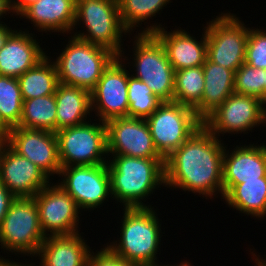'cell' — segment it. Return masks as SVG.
<instances>
[{
    "instance_id": "obj_33",
    "label": "cell",
    "mask_w": 266,
    "mask_h": 266,
    "mask_svg": "<svg viewBox=\"0 0 266 266\" xmlns=\"http://www.w3.org/2000/svg\"><path fill=\"white\" fill-rule=\"evenodd\" d=\"M254 68L266 70V30L249 27L245 62Z\"/></svg>"
},
{
    "instance_id": "obj_21",
    "label": "cell",
    "mask_w": 266,
    "mask_h": 266,
    "mask_svg": "<svg viewBox=\"0 0 266 266\" xmlns=\"http://www.w3.org/2000/svg\"><path fill=\"white\" fill-rule=\"evenodd\" d=\"M167 27H163L156 31L154 35L163 44L168 59L175 71L203 66L207 58V37L206 29L202 27V36L200 41L195 38L189 31L183 28H174L167 31ZM204 33V34H203Z\"/></svg>"
},
{
    "instance_id": "obj_31",
    "label": "cell",
    "mask_w": 266,
    "mask_h": 266,
    "mask_svg": "<svg viewBox=\"0 0 266 266\" xmlns=\"http://www.w3.org/2000/svg\"><path fill=\"white\" fill-rule=\"evenodd\" d=\"M128 117L143 118L149 117L162 103L145 82L128 77Z\"/></svg>"
},
{
    "instance_id": "obj_41",
    "label": "cell",
    "mask_w": 266,
    "mask_h": 266,
    "mask_svg": "<svg viewBox=\"0 0 266 266\" xmlns=\"http://www.w3.org/2000/svg\"><path fill=\"white\" fill-rule=\"evenodd\" d=\"M254 250L250 253L252 257L251 259H254L252 261H255L254 263L256 264V266H266V259H263V257L261 258L262 255H257V253L255 252V248H253ZM255 252V253H254ZM266 257V256H265Z\"/></svg>"
},
{
    "instance_id": "obj_23",
    "label": "cell",
    "mask_w": 266,
    "mask_h": 266,
    "mask_svg": "<svg viewBox=\"0 0 266 266\" xmlns=\"http://www.w3.org/2000/svg\"><path fill=\"white\" fill-rule=\"evenodd\" d=\"M202 68L205 80L204 92L201 103L194 111L196 116L203 122L234 93L235 73L211 62L208 58H206Z\"/></svg>"
},
{
    "instance_id": "obj_44",
    "label": "cell",
    "mask_w": 266,
    "mask_h": 266,
    "mask_svg": "<svg viewBox=\"0 0 266 266\" xmlns=\"http://www.w3.org/2000/svg\"><path fill=\"white\" fill-rule=\"evenodd\" d=\"M111 1H113V2H115V3H117V4H119L122 0H111Z\"/></svg>"
},
{
    "instance_id": "obj_4",
    "label": "cell",
    "mask_w": 266,
    "mask_h": 266,
    "mask_svg": "<svg viewBox=\"0 0 266 266\" xmlns=\"http://www.w3.org/2000/svg\"><path fill=\"white\" fill-rule=\"evenodd\" d=\"M80 25L86 27L85 31H77ZM70 35L108 49L117 57L127 52L123 48V37L129 35L131 38L122 23L119 4L111 0H76L75 22Z\"/></svg>"
},
{
    "instance_id": "obj_22",
    "label": "cell",
    "mask_w": 266,
    "mask_h": 266,
    "mask_svg": "<svg viewBox=\"0 0 266 266\" xmlns=\"http://www.w3.org/2000/svg\"><path fill=\"white\" fill-rule=\"evenodd\" d=\"M79 232L73 235L46 236L40 246L38 266H88L92 247Z\"/></svg>"
},
{
    "instance_id": "obj_26",
    "label": "cell",
    "mask_w": 266,
    "mask_h": 266,
    "mask_svg": "<svg viewBox=\"0 0 266 266\" xmlns=\"http://www.w3.org/2000/svg\"><path fill=\"white\" fill-rule=\"evenodd\" d=\"M171 2V0H122L119 3L122 23L131 35L134 34V31L137 29L136 27H141L143 24L142 22H144V26L146 24L147 27H141L142 30L138 29L135 31L136 34L138 31V34H154L164 26L162 23L159 22L158 24L156 21L150 24L151 22H148V20H153L156 15L161 14V11H163L162 9Z\"/></svg>"
},
{
    "instance_id": "obj_11",
    "label": "cell",
    "mask_w": 266,
    "mask_h": 266,
    "mask_svg": "<svg viewBox=\"0 0 266 266\" xmlns=\"http://www.w3.org/2000/svg\"><path fill=\"white\" fill-rule=\"evenodd\" d=\"M58 177L62 178L57 183L74 198L81 211H94L103 207L109 197L112 199L107 163L62 167Z\"/></svg>"
},
{
    "instance_id": "obj_2",
    "label": "cell",
    "mask_w": 266,
    "mask_h": 266,
    "mask_svg": "<svg viewBox=\"0 0 266 266\" xmlns=\"http://www.w3.org/2000/svg\"><path fill=\"white\" fill-rule=\"evenodd\" d=\"M164 164V158L108 157L112 200L124 208L153 207L146 201L155 190L165 187Z\"/></svg>"
},
{
    "instance_id": "obj_34",
    "label": "cell",
    "mask_w": 266,
    "mask_h": 266,
    "mask_svg": "<svg viewBox=\"0 0 266 266\" xmlns=\"http://www.w3.org/2000/svg\"><path fill=\"white\" fill-rule=\"evenodd\" d=\"M88 266H141L136 263L124 261L113 254L106 246L95 252L92 250L88 258Z\"/></svg>"
},
{
    "instance_id": "obj_8",
    "label": "cell",
    "mask_w": 266,
    "mask_h": 266,
    "mask_svg": "<svg viewBox=\"0 0 266 266\" xmlns=\"http://www.w3.org/2000/svg\"><path fill=\"white\" fill-rule=\"evenodd\" d=\"M92 120L55 132L61 167L108 163L105 122Z\"/></svg>"
},
{
    "instance_id": "obj_28",
    "label": "cell",
    "mask_w": 266,
    "mask_h": 266,
    "mask_svg": "<svg viewBox=\"0 0 266 266\" xmlns=\"http://www.w3.org/2000/svg\"><path fill=\"white\" fill-rule=\"evenodd\" d=\"M57 106L55 94L23 101L18 127L56 132Z\"/></svg>"
},
{
    "instance_id": "obj_42",
    "label": "cell",
    "mask_w": 266,
    "mask_h": 266,
    "mask_svg": "<svg viewBox=\"0 0 266 266\" xmlns=\"http://www.w3.org/2000/svg\"><path fill=\"white\" fill-rule=\"evenodd\" d=\"M190 260H182L179 264H171V265H169V264H162V266H193L190 262H189Z\"/></svg>"
},
{
    "instance_id": "obj_38",
    "label": "cell",
    "mask_w": 266,
    "mask_h": 266,
    "mask_svg": "<svg viewBox=\"0 0 266 266\" xmlns=\"http://www.w3.org/2000/svg\"><path fill=\"white\" fill-rule=\"evenodd\" d=\"M9 14L11 15V17L12 15L15 16L11 8V0H0V22H3L1 21L3 20V18H5L3 16L8 15L9 17Z\"/></svg>"
},
{
    "instance_id": "obj_40",
    "label": "cell",
    "mask_w": 266,
    "mask_h": 266,
    "mask_svg": "<svg viewBox=\"0 0 266 266\" xmlns=\"http://www.w3.org/2000/svg\"><path fill=\"white\" fill-rule=\"evenodd\" d=\"M10 129L11 128L2 120V117L0 115V140L1 141H4L7 138Z\"/></svg>"
},
{
    "instance_id": "obj_5",
    "label": "cell",
    "mask_w": 266,
    "mask_h": 266,
    "mask_svg": "<svg viewBox=\"0 0 266 266\" xmlns=\"http://www.w3.org/2000/svg\"><path fill=\"white\" fill-rule=\"evenodd\" d=\"M132 38L133 56L127 54L126 57L121 53L119 57L128 64L127 67L132 66L133 70L129 69L131 75L145 82L158 99L173 102L175 70L163 44L154 34L135 33ZM128 58L132 61L127 62Z\"/></svg>"
},
{
    "instance_id": "obj_12",
    "label": "cell",
    "mask_w": 266,
    "mask_h": 266,
    "mask_svg": "<svg viewBox=\"0 0 266 266\" xmlns=\"http://www.w3.org/2000/svg\"><path fill=\"white\" fill-rule=\"evenodd\" d=\"M203 125L220 139L222 134L252 133L253 128L265 126L261 100L250 95L233 93L203 121Z\"/></svg>"
},
{
    "instance_id": "obj_6",
    "label": "cell",
    "mask_w": 266,
    "mask_h": 266,
    "mask_svg": "<svg viewBox=\"0 0 266 266\" xmlns=\"http://www.w3.org/2000/svg\"><path fill=\"white\" fill-rule=\"evenodd\" d=\"M57 56L58 80L62 84L81 87L91 92L104 70L117 57L108 49L85 42L73 35Z\"/></svg>"
},
{
    "instance_id": "obj_7",
    "label": "cell",
    "mask_w": 266,
    "mask_h": 266,
    "mask_svg": "<svg viewBox=\"0 0 266 266\" xmlns=\"http://www.w3.org/2000/svg\"><path fill=\"white\" fill-rule=\"evenodd\" d=\"M45 238L34 197H15L0 225V248L4 254L24 258L27 255L33 261Z\"/></svg>"
},
{
    "instance_id": "obj_39",
    "label": "cell",
    "mask_w": 266,
    "mask_h": 266,
    "mask_svg": "<svg viewBox=\"0 0 266 266\" xmlns=\"http://www.w3.org/2000/svg\"><path fill=\"white\" fill-rule=\"evenodd\" d=\"M0 266H38L36 265L34 262H31V263H28L26 260L25 261H22V262H15L12 258V261H11V258H6L3 257V255L0 254ZM25 262V263H23ZM27 263V264H26ZM33 263V264H32Z\"/></svg>"
},
{
    "instance_id": "obj_18",
    "label": "cell",
    "mask_w": 266,
    "mask_h": 266,
    "mask_svg": "<svg viewBox=\"0 0 266 266\" xmlns=\"http://www.w3.org/2000/svg\"><path fill=\"white\" fill-rule=\"evenodd\" d=\"M29 32L20 28L10 34L0 49V75L18 78L48 55L37 35Z\"/></svg>"
},
{
    "instance_id": "obj_27",
    "label": "cell",
    "mask_w": 266,
    "mask_h": 266,
    "mask_svg": "<svg viewBox=\"0 0 266 266\" xmlns=\"http://www.w3.org/2000/svg\"><path fill=\"white\" fill-rule=\"evenodd\" d=\"M51 58L46 56L17 78L23 100L55 94L59 80Z\"/></svg>"
},
{
    "instance_id": "obj_10",
    "label": "cell",
    "mask_w": 266,
    "mask_h": 266,
    "mask_svg": "<svg viewBox=\"0 0 266 266\" xmlns=\"http://www.w3.org/2000/svg\"><path fill=\"white\" fill-rule=\"evenodd\" d=\"M146 122L153 144L164 159L203 125L192 108L176 102H162Z\"/></svg>"
},
{
    "instance_id": "obj_30",
    "label": "cell",
    "mask_w": 266,
    "mask_h": 266,
    "mask_svg": "<svg viewBox=\"0 0 266 266\" xmlns=\"http://www.w3.org/2000/svg\"><path fill=\"white\" fill-rule=\"evenodd\" d=\"M23 101L17 78L0 75V115L10 128L20 123Z\"/></svg>"
},
{
    "instance_id": "obj_35",
    "label": "cell",
    "mask_w": 266,
    "mask_h": 266,
    "mask_svg": "<svg viewBox=\"0 0 266 266\" xmlns=\"http://www.w3.org/2000/svg\"><path fill=\"white\" fill-rule=\"evenodd\" d=\"M15 196L0 182V225Z\"/></svg>"
},
{
    "instance_id": "obj_14",
    "label": "cell",
    "mask_w": 266,
    "mask_h": 266,
    "mask_svg": "<svg viewBox=\"0 0 266 266\" xmlns=\"http://www.w3.org/2000/svg\"><path fill=\"white\" fill-rule=\"evenodd\" d=\"M127 64L116 57L104 70L95 88L91 91V108L96 118L106 122L113 118L128 116V77L131 72Z\"/></svg>"
},
{
    "instance_id": "obj_36",
    "label": "cell",
    "mask_w": 266,
    "mask_h": 266,
    "mask_svg": "<svg viewBox=\"0 0 266 266\" xmlns=\"http://www.w3.org/2000/svg\"><path fill=\"white\" fill-rule=\"evenodd\" d=\"M37 0H11V8L15 17L18 15L30 4L36 2Z\"/></svg>"
},
{
    "instance_id": "obj_3",
    "label": "cell",
    "mask_w": 266,
    "mask_h": 266,
    "mask_svg": "<svg viewBox=\"0 0 266 266\" xmlns=\"http://www.w3.org/2000/svg\"><path fill=\"white\" fill-rule=\"evenodd\" d=\"M122 209L120 237L105 246L124 261L141 266H162V262L158 264L157 254L161 251L164 232L161 230L162 222L159 221L157 208Z\"/></svg>"
},
{
    "instance_id": "obj_24",
    "label": "cell",
    "mask_w": 266,
    "mask_h": 266,
    "mask_svg": "<svg viewBox=\"0 0 266 266\" xmlns=\"http://www.w3.org/2000/svg\"><path fill=\"white\" fill-rule=\"evenodd\" d=\"M55 99L57 106L56 131L78 126L94 116V114H90L92 113L91 92L86 89L59 82L55 91Z\"/></svg>"
},
{
    "instance_id": "obj_1",
    "label": "cell",
    "mask_w": 266,
    "mask_h": 266,
    "mask_svg": "<svg viewBox=\"0 0 266 266\" xmlns=\"http://www.w3.org/2000/svg\"><path fill=\"white\" fill-rule=\"evenodd\" d=\"M224 143L202 125L165 158V187L223 199Z\"/></svg>"
},
{
    "instance_id": "obj_19",
    "label": "cell",
    "mask_w": 266,
    "mask_h": 266,
    "mask_svg": "<svg viewBox=\"0 0 266 266\" xmlns=\"http://www.w3.org/2000/svg\"><path fill=\"white\" fill-rule=\"evenodd\" d=\"M223 156V186H236L242 180H259L266 177V144L236 145L227 149ZM231 149V151H230Z\"/></svg>"
},
{
    "instance_id": "obj_32",
    "label": "cell",
    "mask_w": 266,
    "mask_h": 266,
    "mask_svg": "<svg viewBox=\"0 0 266 266\" xmlns=\"http://www.w3.org/2000/svg\"><path fill=\"white\" fill-rule=\"evenodd\" d=\"M265 70L244 63L234 75V93L250 95L260 100L265 95Z\"/></svg>"
},
{
    "instance_id": "obj_15",
    "label": "cell",
    "mask_w": 266,
    "mask_h": 266,
    "mask_svg": "<svg viewBox=\"0 0 266 266\" xmlns=\"http://www.w3.org/2000/svg\"><path fill=\"white\" fill-rule=\"evenodd\" d=\"M107 153L139 158H163L156 150L146 119L113 118L105 122Z\"/></svg>"
},
{
    "instance_id": "obj_37",
    "label": "cell",
    "mask_w": 266,
    "mask_h": 266,
    "mask_svg": "<svg viewBox=\"0 0 266 266\" xmlns=\"http://www.w3.org/2000/svg\"><path fill=\"white\" fill-rule=\"evenodd\" d=\"M10 27L11 26L6 25L5 22H0V49L5 45L10 34L15 30V28L13 29Z\"/></svg>"
},
{
    "instance_id": "obj_45",
    "label": "cell",
    "mask_w": 266,
    "mask_h": 266,
    "mask_svg": "<svg viewBox=\"0 0 266 266\" xmlns=\"http://www.w3.org/2000/svg\"><path fill=\"white\" fill-rule=\"evenodd\" d=\"M265 92H266V70H265Z\"/></svg>"
},
{
    "instance_id": "obj_17",
    "label": "cell",
    "mask_w": 266,
    "mask_h": 266,
    "mask_svg": "<svg viewBox=\"0 0 266 266\" xmlns=\"http://www.w3.org/2000/svg\"><path fill=\"white\" fill-rule=\"evenodd\" d=\"M50 181L37 165L0 141V182L15 197H34Z\"/></svg>"
},
{
    "instance_id": "obj_25",
    "label": "cell",
    "mask_w": 266,
    "mask_h": 266,
    "mask_svg": "<svg viewBox=\"0 0 266 266\" xmlns=\"http://www.w3.org/2000/svg\"><path fill=\"white\" fill-rule=\"evenodd\" d=\"M228 207L251 219H265L266 216V177L259 180H242L236 186H223V200Z\"/></svg>"
},
{
    "instance_id": "obj_29",
    "label": "cell",
    "mask_w": 266,
    "mask_h": 266,
    "mask_svg": "<svg viewBox=\"0 0 266 266\" xmlns=\"http://www.w3.org/2000/svg\"><path fill=\"white\" fill-rule=\"evenodd\" d=\"M204 85L202 66L175 71L173 102L194 110L201 103Z\"/></svg>"
},
{
    "instance_id": "obj_20",
    "label": "cell",
    "mask_w": 266,
    "mask_h": 266,
    "mask_svg": "<svg viewBox=\"0 0 266 266\" xmlns=\"http://www.w3.org/2000/svg\"><path fill=\"white\" fill-rule=\"evenodd\" d=\"M76 0H37L26 7L18 16L33 24L34 30L49 35L58 32L65 36L73 31ZM24 18V19H23Z\"/></svg>"
},
{
    "instance_id": "obj_9",
    "label": "cell",
    "mask_w": 266,
    "mask_h": 266,
    "mask_svg": "<svg viewBox=\"0 0 266 266\" xmlns=\"http://www.w3.org/2000/svg\"><path fill=\"white\" fill-rule=\"evenodd\" d=\"M236 14L221 12L206 23L207 58L234 73L245 62L249 26Z\"/></svg>"
},
{
    "instance_id": "obj_43",
    "label": "cell",
    "mask_w": 266,
    "mask_h": 266,
    "mask_svg": "<svg viewBox=\"0 0 266 266\" xmlns=\"http://www.w3.org/2000/svg\"><path fill=\"white\" fill-rule=\"evenodd\" d=\"M261 105H262V110L266 114V92H265V95L263 96V98L261 99Z\"/></svg>"
},
{
    "instance_id": "obj_16",
    "label": "cell",
    "mask_w": 266,
    "mask_h": 266,
    "mask_svg": "<svg viewBox=\"0 0 266 266\" xmlns=\"http://www.w3.org/2000/svg\"><path fill=\"white\" fill-rule=\"evenodd\" d=\"M4 141L19 155L37 165L49 178L59 176L62 167L55 132L14 127Z\"/></svg>"
},
{
    "instance_id": "obj_13",
    "label": "cell",
    "mask_w": 266,
    "mask_h": 266,
    "mask_svg": "<svg viewBox=\"0 0 266 266\" xmlns=\"http://www.w3.org/2000/svg\"><path fill=\"white\" fill-rule=\"evenodd\" d=\"M41 189L34 200L39 211V221L45 236L73 235L79 233L81 211L74 198L57 182Z\"/></svg>"
}]
</instances>
